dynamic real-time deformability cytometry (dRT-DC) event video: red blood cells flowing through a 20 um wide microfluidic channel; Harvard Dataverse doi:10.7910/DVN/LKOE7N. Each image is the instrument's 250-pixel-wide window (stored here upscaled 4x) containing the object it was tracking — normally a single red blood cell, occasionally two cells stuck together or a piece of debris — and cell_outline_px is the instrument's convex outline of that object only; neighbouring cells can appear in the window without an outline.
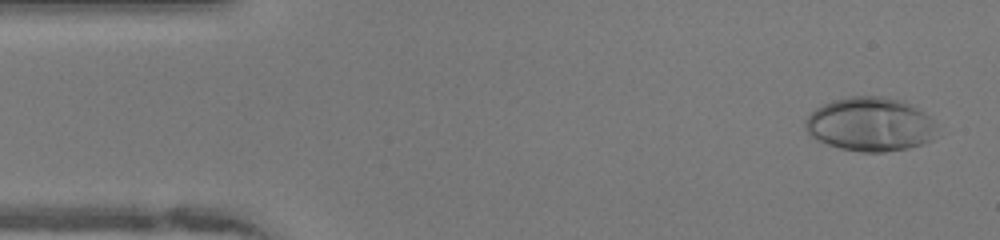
{"species": "human", "species_latin": "Homo sapiens", "temperature_condition": "warm", "stored_images_in_passage": 48, "camera_frame_rate_fps": 3000, "um_per_image_px": 0.085, "donor": {"sex": "female"}, "frame": {"image": 1, "passage_image": 2, "time_ms": 0.333, "image_size_px": [1000, 240], "cell_outline_px": [[940, 136], [932, 140], [908, 148], [884, 152], [860, 152], [840, 148], [816, 140], [804, 128], [804, 120], [808, 112], [832, 100], [848, 96], [884, 96], [904, 100], [912, 104], [924, 112], [936, 124]], "centroid_in_image_um": [73.99, 10.56], "position_along_channel_um": 11.0, "area_um2": 42.14}}
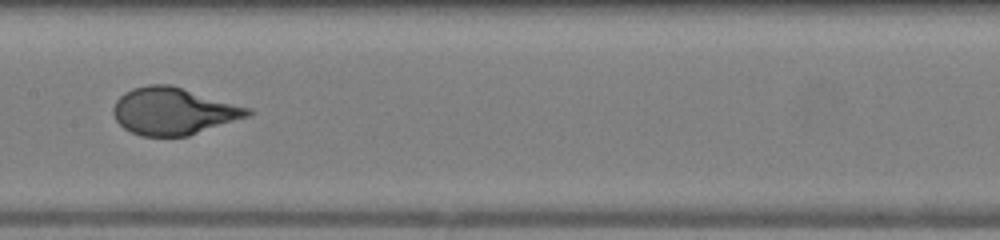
{"frame": {"image": 2, "passage_image": 23, "time_ms": 7.333, "image_size_px": [1000, 240], "cell_outline_px": [[252, 112], [248, 116], [188, 136], [140, 136], [124, 128], [116, 120], [112, 112], [112, 108], [116, 100], [124, 92], [132, 88], [148, 84], [168, 84], [252, 108]], "centroid_in_image_um": [14.71, 9.44], "position_along_channel_um": 192.7, "area_um2": 36.76}}
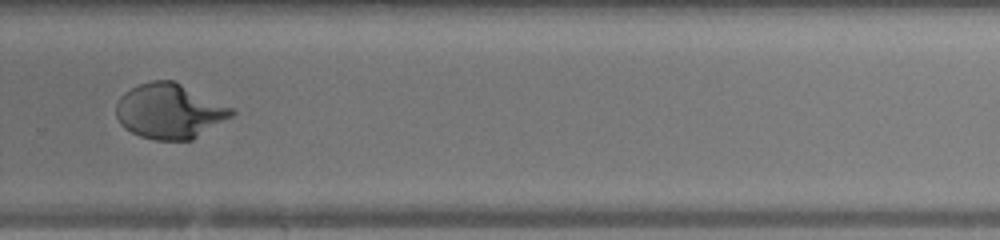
{"frame": {"image": 3, "passage_image": 32, "time_ms": 10.333, "image_size_px": [1000, 240], "cell_outline_px": [[236, 112], [232, 116], [192, 140], [156, 140], [140, 136], [124, 128], [120, 124], [116, 116], [116, 104], [120, 96], [124, 92], [140, 84], [152, 80], [172, 80], [232, 108]], "centroid_in_image_um": [14.37, 9.46], "position_along_channel_um": 315.4, "area_um2": 36.65}}